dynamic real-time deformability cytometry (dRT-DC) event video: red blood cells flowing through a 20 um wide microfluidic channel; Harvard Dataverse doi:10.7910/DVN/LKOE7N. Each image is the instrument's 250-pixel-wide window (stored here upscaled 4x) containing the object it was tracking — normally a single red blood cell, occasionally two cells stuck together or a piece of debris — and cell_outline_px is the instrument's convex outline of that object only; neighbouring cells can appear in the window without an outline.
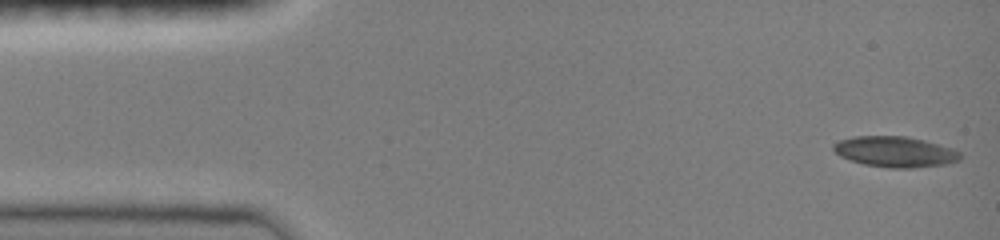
{"species": "common noctule bat (a hibernating species)", "species_latin": "Nyctalus noctula", "temperature_condition": "room temperature", "stored_images_in_passage": 10, "camera_frame_rate_fps": 3000, "um_per_image_px": 0.085, "animal": {"sex": "female", "body_mass_g": 19.0, "forearm_length_mm": 51.5}, "frame": {"image": 1, "passage_image": 1, "time_ms": 0.0, "image_size_px": [1000, 240], "cell_outline_px": [[960, 160], [948, 164], [912, 168], [892, 168], [864, 164], [840, 156], [832, 148], [832, 144], [840, 140], [856, 136], [908, 136], [924, 140], [952, 148], [960, 152]], "centroid_in_image_um": [76.1, 12.9], "position_along_channel_um": 8.9, "area_um2": 22.6}}
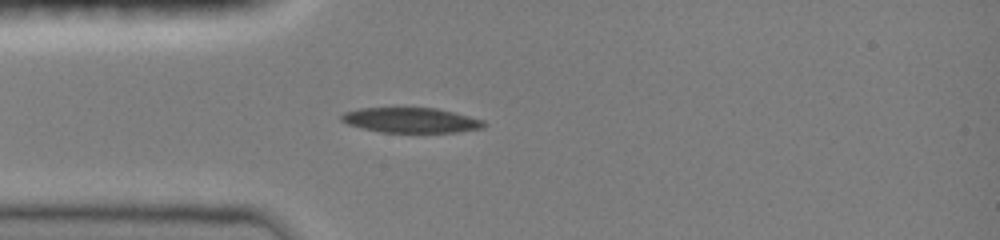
{"frame": {"image": 2, "passage_image": 10, "time_ms": 3.667, "image_size_px": [1000, 240], "cell_outline_px": [[484, 128], [456, 132], [380, 132], [348, 124], [340, 120], [340, 116], [344, 112], [360, 108], [436, 108], [484, 120]], "centroid_in_image_um": [34.91, 10.22], "position_along_channel_um": 50.1, "area_um2": 20.58}}